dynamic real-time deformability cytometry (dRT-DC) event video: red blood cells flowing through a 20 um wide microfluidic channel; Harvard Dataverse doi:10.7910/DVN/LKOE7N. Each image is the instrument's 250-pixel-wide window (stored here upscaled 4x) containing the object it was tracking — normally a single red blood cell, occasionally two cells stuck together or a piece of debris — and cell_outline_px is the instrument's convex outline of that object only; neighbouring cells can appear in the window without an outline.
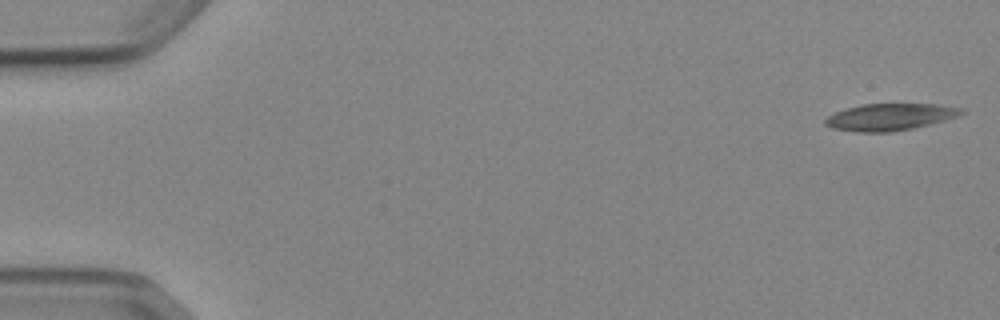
{"species": "Egyptian fruit bat (a non-hibernating species)", "species_latin": "Rousettus aegyptiacus", "temperature_condition": "cold", "stored_images_in_passage": 5, "camera_frame_rate_fps": 3000, "um_per_image_px": 0.085, "animal": {"sex": "female"}, "frame": {"image": 1, "passage_image": 1, "time_ms": 0.0, "image_size_px": [1000, 320], "cell_outline_px": [[968, 112], [960, 116], [912, 128], [892, 132], [856, 132], [832, 128], [824, 124], [824, 120], [828, 116], [836, 112], [848, 108], [864, 104], [936, 104], [964, 108]], "centroid_in_image_um": [75.69, 9.94], "position_along_channel_um": 9.3, "area_um2": 21.33}}
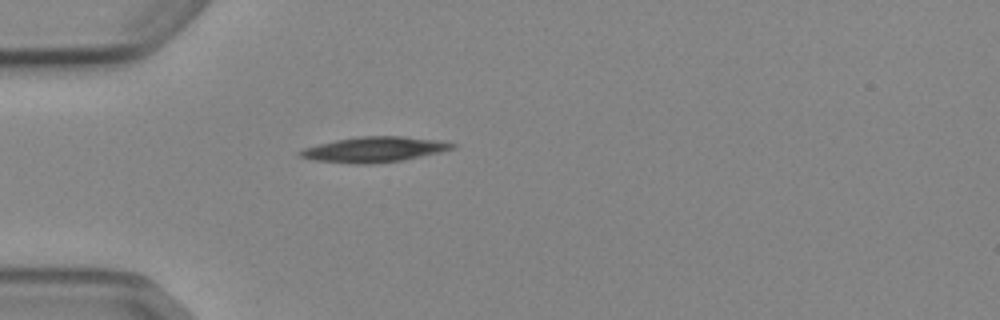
{"frame": {"image": 2, "passage_image": 5, "time_ms": 4.667, "image_size_px": [1000, 320], "cell_outline_px": [[456, 144], [452, 148], [440, 152], [400, 160], [372, 164], [352, 164], [312, 160], [300, 156], [296, 152], [304, 148], [336, 140], [360, 136], [400, 136], [436, 140]], "centroid_in_image_um": [31.74, 12.71], "position_along_channel_um": 53.3, "area_um2": 22.14}}